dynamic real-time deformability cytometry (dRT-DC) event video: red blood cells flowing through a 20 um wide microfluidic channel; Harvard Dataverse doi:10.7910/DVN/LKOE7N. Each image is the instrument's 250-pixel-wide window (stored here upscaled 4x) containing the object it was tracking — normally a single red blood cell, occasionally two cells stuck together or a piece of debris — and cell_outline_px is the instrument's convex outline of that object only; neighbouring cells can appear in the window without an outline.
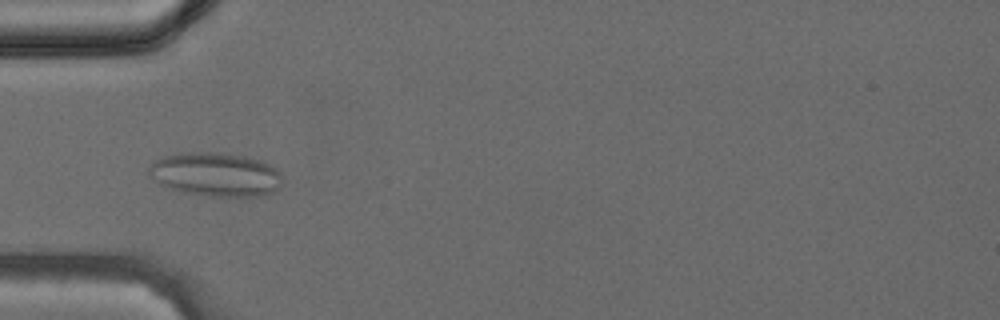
{"species": "common noctule bat (a hibernating species)", "species_latin": "Nyctalus noctula", "temperature_condition": "cold", "stored_images_in_passage": 39, "camera_frame_rate_fps": 3000, "um_per_image_px": 0.085, "animal": {"sex": "female", "body_mass_g": 24.6, "forearm_length_mm": 56.2}, "frame": {"image": 1, "passage_image": 12, "time_ms": 3.667, "image_size_px": [1000, 320], "cell_outline_px": [[284, 184], [280, 188], [264, 196], [208, 196], [184, 192], [168, 188], [160, 184], [148, 172], [148, 168], [156, 160], [164, 156], [180, 152], [220, 152], [244, 156], [260, 160], [272, 164], [280, 172]], "centroid_in_image_um": [18.39, 14.82], "position_along_channel_um": 66.6, "area_um2": 34.45}}